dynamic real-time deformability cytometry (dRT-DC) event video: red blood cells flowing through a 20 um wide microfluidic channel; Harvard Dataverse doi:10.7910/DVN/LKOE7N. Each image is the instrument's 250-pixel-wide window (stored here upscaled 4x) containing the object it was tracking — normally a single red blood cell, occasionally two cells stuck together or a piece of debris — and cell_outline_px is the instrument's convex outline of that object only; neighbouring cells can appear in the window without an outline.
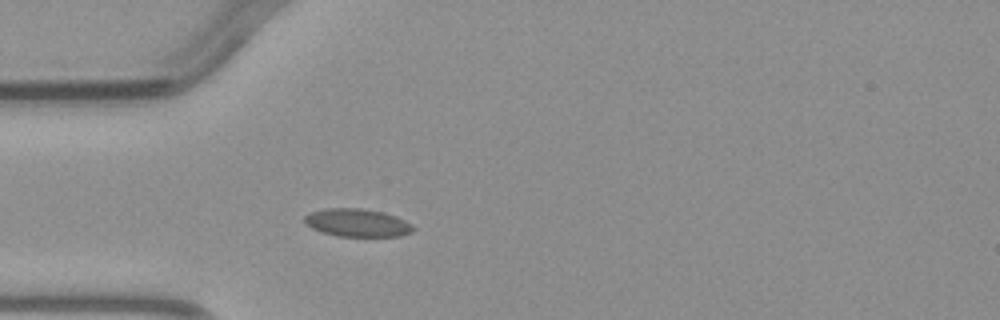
{"species": "common noctule bat (a hibernating species)", "species_latin": "Nyctalus noctula", "temperature_condition": "warm", "stored_images_in_passage": 3, "camera_frame_rate_fps": 3000, "um_per_image_px": 0.085, "animal": {"sex": "male", "body_mass_g": 23.1, "forearm_length_mm": 52.7}, "frame": {"image": 1, "passage_image": 3, "time_ms": 3.0, "image_size_px": [1000, 320], "cell_outline_px": [[416, 228], [412, 232], [400, 236], [336, 236], [312, 228], [304, 224], [304, 216], [312, 212], [324, 208], [360, 208], [384, 212], [396, 216], [412, 224]], "centroid_in_image_um": [30.38, 18.93], "position_along_channel_um": 54.6, "area_um2": 17.74}}